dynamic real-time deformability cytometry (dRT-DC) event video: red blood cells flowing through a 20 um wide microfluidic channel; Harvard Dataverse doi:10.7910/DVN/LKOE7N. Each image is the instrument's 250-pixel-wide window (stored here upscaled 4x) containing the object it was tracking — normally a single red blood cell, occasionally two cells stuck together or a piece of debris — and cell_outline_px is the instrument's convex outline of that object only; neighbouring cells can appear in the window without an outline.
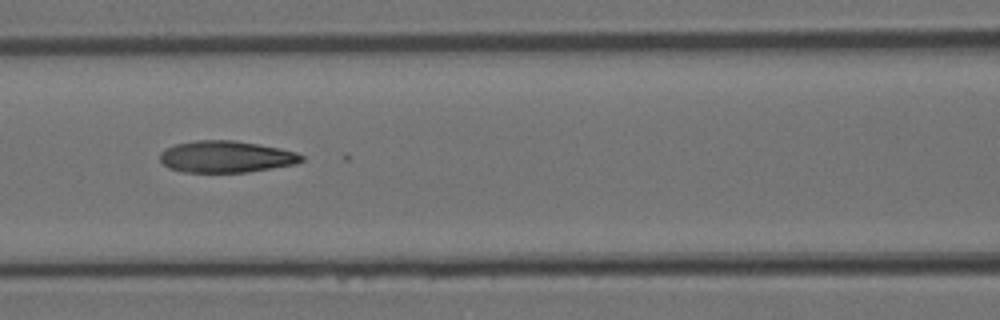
{"species": "Egyptian fruit bat (a non-hibernating species)", "species_latin": "Rousettus aegyptiacus", "temperature_condition": "room temperature", "stored_images_in_passage": 3, "camera_frame_rate_fps": 3000, "um_per_image_px": 0.085, "animal": {"sex": "female"}, "frame": {"image": 1, "passage_image": 3, "time_ms": 0.667, "image_size_px": [1000, 320], "cell_outline_px": [[304, 160], [296, 164], [248, 172], [180, 172], [168, 168], [160, 160], [160, 152], [176, 144], [196, 140], [236, 140], [280, 148], [296, 152], [304, 156]], "centroid_in_image_um": [19.23, 13.32], "position_along_channel_um": 147.4, "area_um2": 26.24}}